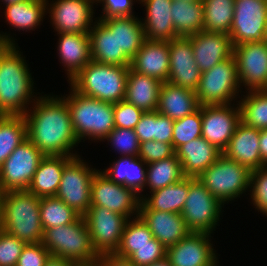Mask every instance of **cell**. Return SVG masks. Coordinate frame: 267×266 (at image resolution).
Listing matches in <instances>:
<instances>
[{"label": "cell", "instance_id": "obj_1", "mask_svg": "<svg viewBox=\"0 0 267 266\" xmlns=\"http://www.w3.org/2000/svg\"><path fill=\"white\" fill-rule=\"evenodd\" d=\"M37 93L39 96L36 101L24 114L27 138L45 156H79L75 147L80 142L73 130L71 114L64 97L53 93Z\"/></svg>", "mask_w": 267, "mask_h": 266}, {"label": "cell", "instance_id": "obj_2", "mask_svg": "<svg viewBox=\"0 0 267 266\" xmlns=\"http://www.w3.org/2000/svg\"><path fill=\"white\" fill-rule=\"evenodd\" d=\"M22 53L18 45L0 46V115L24 116L38 97Z\"/></svg>", "mask_w": 267, "mask_h": 266}, {"label": "cell", "instance_id": "obj_3", "mask_svg": "<svg viewBox=\"0 0 267 266\" xmlns=\"http://www.w3.org/2000/svg\"><path fill=\"white\" fill-rule=\"evenodd\" d=\"M40 198L26 191H9L0 196V228L19 240L40 243L43 228Z\"/></svg>", "mask_w": 267, "mask_h": 266}, {"label": "cell", "instance_id": "obj_4", "mask_svg": "<svg viewBox=\"0 0 267 266\" xmlns=\"http://www.w3.org/2000/svg\"><path fill=\"white\" fill-rule=\"evenodd\" d=\"M63 95L71 114L72 127L78 141L102 140L115 128L114 104L78 93L71 85ZM83 140V141H82Z\"/></svg>", "mask_w": 267, "mask_h": 266}, {"label": "cell", "instance_id": "obj_5", "mask_svg": "<svg viewBox=\"0 0 267 266\" xmlns=\"http://www.w3.org/2000/svg\"><path fill=\"white\" fill-rule=\"evenodd\" d=\"M129 68L91 60L69 85L82 95L115 104L125 98Z\"/></svg>", "mask_w": 267, "mask_h": 266}, {"label": "cell", "instance_id": "obj_6", "mask_svg": "<svg viewBox=\"0 0 267 266\" xmlns=\"http://www.w3.org/2000/svg\"><path fill=\"white\" fill-rule=\"evenodd\" d=\"M43 230L41 243L52 257L67 259L80 265H92L96 262L99 255L93 248L83 216L73 223Z\"/></svg>", "mask_w": 267, "mask_h": 266}, {"label": "cell", "instance_id": "obj_7", "mask_svg": "<svg viewBox=\"0 0 267 266\" xmlns=\"http://www.w3.org/2000/svg\"><path fill=\"white\" fill-rule=\"evenodd\" d=\"M251 171L223 153L197 178L223 205L250 191Z\"/></svg>", "mask_w": 267, "mask_h": 266}, {"label": "cell", "instance_id": "obj_8", "mask_svg": "<svg viewBox=\"0 0 267 266\" xmlns=\"http://www.w3.org/2000/svg\"><path fill=\"white\" fill-rule=\"evenodd\" d=\"M240 86L234 56L217 63L201 73L196 95L200 106L238 103L243 88ZM240 92V94H239ZM236 100V101H235Z\"/></svg>", "mask_w": 267, "mask_h": 266}, {"label": "cell", "instance_id": "obj_9", "mask_svg": "<svg viewBox=\"0 0 267 266\" xmlns=\"http://www.w3.org/2000/svg\"><path fill=\"white\" fill-rule=\"evenodd\" d=\"M224 205L217 200L198 178L189 177V191L181 215L191 232L214 233Z\"/></svg>", "mask_w": 267, "mask_h": 266}, {"label": "cell", "instance_id": "obj_10", "mask_svg": "<svg viewBox=\"0 0 267 266\" xmlns=\"http://www.w3.org/2000/svg\"><path fill=\"white\" fill-rule=\"evenodd\" d=\"M82 157H74L62 172L56 197L83 216L91 206V184L99 170Z\"/></svg>", "mask_w": 267, "mask_h": 266}, {"label": "cell", "instance_id": "obj_11", "mask_svg": "<svg viewBox=\"0 0 267 266\" xmlns=\"http://www.w3.org/2000/svg\"><path fill=\"white\" fill-rule=\"evenodd\" d=\"M45 155L26 138L0 167V192L26 191Z\"/></svg>", "mask_w": 267, "mask_h": 266}, {"label": "cell", "instance_id": "obj_12", "mask_svg": "<svg viewBox=\"0 0 267 266\" xmlns=\"http://www.w3.org/2000/svg\"><path fill=\"white\" fill-rule=\"evenodd\" d=\"M83 218L95 252L98 255L115 253L129 219L100 206H90Z\"/></svg>", "mask_w": 267, "mask_h": 266}, {"label": "cell", "instance_id": "obj_13", "mask_svg": "<svg viewBox=\"0 0 267 266\" xmlns=\"http://www.w3.org/2000/svg\"><path fill=\"white\" fill-rule=\"evenodd\" d=\"M95 4V0H46V15L54 32L89 33L97 20Z\"/></svg>", "mask_w": 267, "mask_h": 266}, {"label": "cell", "instance_id": "obj_14", "mask_svg": "<svg viewBox=\"0 0 267 266\" xmlns=\"http://www.w3.org/2000/svg\"><path fill=\"white\" fill-rule=\"evenodd\" d=\"M267 26V0H235L229 36L233 46L264 41Z\"/></svg>", "mask_w": 267, "mask_h": 266}, {"label": "cell", "instance_id": "obj_15", "mask_svg": "<svg viewBox=\"0 0 267 266\" xmlns=\"http://www.w3.org/2000/svg\"><path fill=\"white\" fill-rule=\"evenodd\" d=\"M140 202L139 195L122 184L111 181L100 170L94 174L91 206L105 207L130 219L139 215Z\"/></svg>", "mask_w": 267, "mask_h": 266}, {"label": "cell", "instance_id": "obj_16", "mask_svg": "<svg viewBox=\"0 0 267 266\" xmlns=\"http://www.w3.org/2000/svg\"><path fill=\"white\" fill-rule=\"evenodd\" d=\"M233 56L240 86L246 91L267 89V42L235 45Z\"/></svg>", "mask_w": 267, "mask_h": 266}, {"label": "cell", "instance_id": "obj_17", "mask_svg": "<svg viewBox=\"0 0 267 266\" xmlns=\"http://www.w3.org/2000/svg\"><path fill=\"white\" fill-rule=\"evenodd\" d=\"M202 137L223 152L241 122L239 104L201 106Z\"/></svg>", "mask_w": 267, "mask_h": 266}, {"label": "cell", "instance_id": "obj_18", "mask_svg": "<svg viewBox=\"0 0 267 266\" xmlns=\"http://www.w3.org/2000/svg\"><path fill=\"white\" fill-rule=\"evenodd\" d=\"M211 234L190 232L178 243L166 249L171 266H219Z\"/></svg>", "mask_w": 267, "mask_h": 266}, {"label": "cell", "instance_id": "obj_19", "mask_svg": "<svg viewBox=\"0 0 267 266\" xmlns=\"http://www.w3.org/2000/svg\"><path fill=\"white\" fill-rule=\"evenodd\" d=\"M169 76L167 82L196 92L201 70L194 59L193 48L188 37H176L169 41Z\"/></svg>", "mask_w": 267, "mask_h": 266}, {"label": "cell", "instance_id": "obj_20", "mask_svg": "<svg viewBox=\"0 0 267 266\" xmlns=\"http://www.w3.org/2000/svg\"><path fill=\"white\" fill-rule=\"evenodd\" d=\"M194 59L201 72L210 70L217 63L233 55L231 38L225 33L200 31L188 37Z\"/></svg>", "mask_w": 267, "mask_h": 266}, {"label": "cell", "instance_id": "obj_21", "mask_svg": "<svg viewBox=\"0 0 267 266\" xmlns=\"http://www.w3.org/2000/svg\"><path fill=\"white\" fill-rule=\"evenodd\" d=\"M169 67V41L145 40L130 64L133 71L162 83L168 80Z\"/></svg>", "mask_w": 267, "mask_h": 266}, {"label": "cell", "instance_id": "obj_22", "mask_svg": "<svg viewBox=\"0 0 267 266\" xmlns=\"http://www.w3.org/2000/svg\"><path fill=\"white\" fill-rule=\"evenodd\" d=\"M57 56L68 83L91 61L89 33H56Z\"/></svg>", "mask_w": 267, "mask_h": 266}, {"label": "cell", "instance_id": "obj_23", "mask_svg": "<svg viewBox=\"0 0 267 266\" xmlns=\"http://www.w3.org/2000/svg\"><path fill=\"white\" fill-rule=\"evenodd\" d=\"M259 136L260 130L240 122L222 153L229 159L246 166L250 171L266 166L261 160Z\"/></svg>", "mask_w": 267, "mask_h": 266}, {"label": "cell", "instance_id": "obj_24", "mask_svg": "<svg viewBox=\"0 0 267 266\" xmlns=\"http://www.w3.org/2000/svg\"><path fill=\"white\" fill-rule=\"evenodd\" d=\"M139 216L147 224L152 235L166 249L181 241L191 232L180 213L139 210Z\"/></svg>", "mask_w": 267, "mask_h": 266}, {"label": "cell", "instance_id": "obj_25", "mask_svg": "<svg viewBox=\"0 0 267 266\" xmlns=\"http://www.w3.org/2000/svg\"><path fill=\"white\" fill-rule=\"evenodd\" d=\"M173 0H139L145 6V16L140 18L145 32V39L152 41H170L176 38L171 19Z\"/></svg>", "mask_w": 267, "mask_h": 266}, {"label": "cell", "instance_id": "obj_26", "mask_svg": "<svg viewBox=\"0 0 267 266\" xmlns=\"http://www.w3.org/2000/svg\"><path fill=\"white\" fill-rule=\"evenodd\" d=\"M222 152L202 136L179 146L175 155L180 160L186 177L197 178L217 161Z\"/></svg>", "mask_w": 267, "mask_h": 266}, {"label": "cell", "instance_id": "obj_27", "mask_svg": "<svg viewBox=\"0 0 267 266\" xmlns=\"http://www.w3.org/2000/svg\"><path fill=\"white\" fill-rule=\"evenodd\" d=\"M119 159L110 162L109 167L100 171L111 181L131 189L140 200L145 197L147 163L139 156H118Z\"/></svg>", "mask_w": 267, "mask_h": 266}, {"label": "cell", "instance_id": "obj_28", "mask_svg": "<svg viewBox=\"0 0 267 266\" xmlns=\"http://www.w3.org/2000/svg\"><path fill=\"white\" fill-rule=\"evenodd\" d=\"M196 92L163 82L160 87L157 112L172 120L181 119L199 109Z\"/></svg>", "mask_w": 267, "mask_h": 266}, {"label": "cell", "instance_id": "obj_29", "mask_svg": "<svg viewBox=\"0 0 267 266\" xmlns=\"http://www.w3.org/2000/svg\"><path fill=\"white\" fill-rule=\"evenodd\" d=\"M89 38L92 61L130 66L131 59L117 47L116 31H109L98 19L89 31Z\"/></svg>", "mask_w": 267, "mask_h": 266}, {"label": "cell", "instance_id": "obj_30", "mask_svg": "<svg viewBox=\"0 0 267 266\" xmlns=\"http://www.w3.org/2000/svg\"><path fill=\"white\" fill-rule=\"evenodd\" d=\"M109 31H116L119 51H123L130 59L139 51L144 43L145 32L140 18L137 16H113L98 19Z\"/></svg>", "mask_w": 267, "mask_h": 266}, {"label": "cell", "instance_id": "obj_31", "mask_svg": "<svg viewBox=\"0 0 267 266\" xmlns=\"http://www.w3.org/2000/svg\"><path fill=\"white\" fill-rule=\"evenodd\" d=\"M70 156H44L34 173L27 191L35 196H56L64 167L73 159Z\"/></svg>", "mask_w": 267, "mask_h": 266}, {"label": "cell", "instance_id": "obj_32", "mask_svg": "<svg viewBox=\"0 0 267 266\" xmlns=\"http://www.w3.org/2000/svg\"><path fill=\"white\" fill-rule=\"evenodd\" d=\"M161 85V81L129 68L124 100L144 112H154L157 110Z\"/></svg>", "mask_w": 267, "mask_h": 266}, {"label": "cell", "instance_id": "obj_33", "mask_svg": "<svg viewBox=\"0 0 267 266\" xmlns=\"http://www.w3.org/2000/svg\"><path fill=\"white\" fill-rule=\"evenodd\" d=\"M188 191L189 177H185L172 185L149 192V194L147 193L140 202L139 210H155L181 214Z\"/></svg>", "mask_w": 267, "mask_h": 266}, {"label": "cell", "instance_id": "obj_34", "mask_svg": "<svg viewBox=\"0 0 267 266\" xmlns=\"http://www.w3.org/2000/svg\"><path fill=\"white\" fill-rule=\"evenodd\" d=\"M4 15L10 28L17 31H35L46 18V0H27L4 6ZM42 22V23H41ZM14 27V28H13Z\"/></svg>", "mask_w": 267, "mask_h": 266}, {"label": "cell", "instance_id": "obj_35", "mask_svg": "<svg viewBox=\"0 0 267 266\" xmlns=\"http://www.w3.org/2000/svg\"><path fill=\"white\" fill-rule=\"evenodd\" d=\"M171 19L177 37H189L204 31L203 1L173 0Z\"/></svg>", "mask_w": 267, "mask_h": 266}, {"label": "cell", "instance_id": "obj_36", "mask_svg": "<svg viewBox=\"0 0 267 266\" xmlns=\"http://www.w3.org/2000/svg\"><path fill=\"white\" fill-rule=\"evenodd\" d=\"M180 160L174 154L157 162L147 164L145 190L153 192L185 178Z\"/></svg>", "mask_w": 267, "mask_h": 266}, {"label": "cell", "instance_id": "obj_37", "mask_svg": "<svg viewBox=\"0 0 267 266\" xmlns=\"http://www.w3.org/2000/svg\"><path fill=\"white\" fill-rule=\"evenodd\" d=\"M245 92L238 101L241 122L258 130L267 129V89Z\"/></svg>", "mask_w": 267, "mask_h": 266}, {"label": "cell", "instance_id": "obj_38", "mask_svg": "<svg viewBox=\"0 0 267 266\" xmlns=\"http://www.w3.org/2000/svg\"><path fill=\"white\" fill-rule=\"evenodd\" d=\"M26 138L27 123L24 116L0 115V167Z\"/></svg>", "mask_w": 267, "mask_h": 266}, {"label": "cell", "instance_id": "obj_39", "mask_svg": "<svg viewBox=\"0 0 267 266\" xmlns=\"http://www.w3.org/2000/svg\"><path fill=\"white\" fill-rule=\"evenodd\" d=\"M204 6V31L230 33L235 0H202Z\"/></svg>", "mask_w": 267, "mask_h": 266}, {"label": "cell", "instance_id": "obj_40", "mask_svg": "<svg viewBox=\"0 0 267 266\" xmlns=\"http://www.w3.org/2000/svg\"><path fill=\"white\" fill-rule=\"evenodd\" d=\"M40 219L43 229L67 225L81 215L56 196L40 198Z\"/></svg>", "mask_w": 267, "mask_h": 266}, {"label": "cell", "instance_id": "obj_41", "mask_svg": "<svg viewBox=\"0 0 267 266\" xmlns=\"http://www.w3.org/2000/svg\"><path fill=\"white\" fill-rule=\"evenodd\" d=\"M115 255L128 258L134 266H148L166 257V247L155 237L142 246H119Z\"/></svg>", "mask_w": 267, "mask_h": 266}, {"label": "cell", "instance_id": "obj_42", "mask_svg": "<svg viewBox=\"0 0 267 266\" xmlns=\"http://www.w3.org/2000/svg\"><path fill=\"white\" fill-rule=\"evenodd\" d=\"M202 136L201 106L194 113L174 120L172 145L174 150L179 146Z\"/></svg>", "mask_w": 267, "mask_h": 266}, {"label": "cell", "instance_id": "obj_43", "mask_svg": "<svg viewBox=\"0 0 267 266\" xmlns=\"http://www.w3.org/2000/svg\"><path fill=\"white\" fill-rule=\"evenodd\" d=\"M120 156H138L140 143L134 129L114 128L103 140ZM110 142V144H109Z\"/></svg>", "mask_w": 267, "mask_h": 266}, {"label": "cell", "instance_id": "obj_44", "mask_svg": "<svg viewBox=\"0 0 267 266\" xmlns=\"http://www.w3.org/2000/svg\"><path fill=\"white\" fill-rule=\"evenodd\" d=\"M250 203L267 217V165L250 173Z\"/></svg>", "mask_w": 267, "mask_h": 266}, {"label": "cell", "instance_id": "obj_45", "mask_svg": "<svg viewBox=\"0 0 267 266\" xmlns=\"http://www.w3.org/2000/svg\"><path fill=\"white\" fill-rule=\"evenodd\" d=\"M153 238L147 224L138 215L127 221L119 246H142L149 244Z\"/></svg>", "mask_w": 267, "mask_h": 266}, {"label": "cell", "instance_id": "obj_46", "mask_svg": "<svg viewBox=\"0 0 267 266\" xmlns=\"http://www.w3.org/2000/svg\"><path fill=\"white\" fill-rule=\"evenodd\" d=\"M25 244L0 228V266H16Z\"/></svg>", "mask_w": 267, "mask_h": 266}, {"label": "cell", "instance_id": "obj_47", "mask_svg": "<svg viewBox=\"0 0 267 266\" xmlns=\"http://www.w3.org/2000/svg\"><path fill=\"white\" fill-rule=\"evenodd\" d=\"M144 111L125 100L114 104L115 128L134 129Z\"/></svg>", "mask_w": 267, "mask_h": 266}, {"label": "cell", "instance_id": "obj_48", "mask_svg": "<svg viewBox=\"0 0 267 266\" xmlns=\"http://www.w3.org/2000/svg\"><path fill=\"white\" fill-rule=\"evenodd\" d=\"M174 154L175 150L172 144L151 140L140 143L138 156L145 163L150 164L171 157Z\"/></svg>", "mask_w": 267, "mask_h": 266}, {"label": "cell", "instance_id": "obj_49", "mask_svg": "<svg viewBox=\"0 0 267 266\" xmlns=\"http://www.w3.org/2000/svg\"><path fill=\"white\" fill-rule=\"evenodd\" d=\"M50 256L41 242L25 244L16 266H44Z\"/></svg>", "mask_w": 267, "mask_h": 266}, {"label": "cell", "instance_id": "obj_50", "mask_svg": "<svg viewBox=\"0 0 267 266\" xmlns=\"http://www.w3.org/2000/svg\"><path fill=\"white\" fill-rule=\"evenodd\" d=\"M139 0H95L96 6H102V14L98 19H106L113 16H135L134 4Z\"/></svg>", "mask_w": 267, "mask_h": 266}, {"label": "cell", "instance_id": "obj_51", "mask_svg": "<svg viewBox=\"0 0 267 266\" xmlns=\"http://www.w3.org/2000/svg\"><path fill=\"white\" fill-rule=\"evenodd\" d=\"M134 131L139 143L155 140V111L144 112Z\"/></svg>", "mask_w": 267, "mask_h": 266}, {"label": "cell", "instance_id": "obj_52", "mask_svg": "<svg viewBox=\"0 0 267 266\" xmlns=\"http://www.w3.org/2000/svg\"><path fill=\"white\" fill-rule=\"evenodd\" d=\"M174 120L155 111V141L172 144Z\"/></svg>", "mask_w": 267, "mask_h": 266}, {"label": "cell", "instance_id": "obj_53", "mask_svg": "<svg viewBox=\"0 0 267 266\" xmlns=\"http://www.w3.org/2000/svg\"><path fill=\"white\" fill-rule=\"evenodd\" d=\"M96 266H134L128 258H122L113 254H101L98 256Z\"/></svg>", "mask_w": 267, "mask_h": 266}, {"label": "cell", "instance_id": "obj_54", "mask_svg": "<svg viewBox=\"0 0 267 266\" xmlns=\"http://www.w3.org/2000/svg\"><path fill=\"white\" fill-rule=\"evenodd\" d=\"M259 143L261 160L267 165V129L260 130Z\"/></svg>", "mask_w": 267, "mask_h": 266}, {"label": "cell", "instance_id": "obj_55", "mask_svg": "<svg viewBox=\"0 0 267 266\" xmlns=\"http://www.w3.org/2000/svg\"><path fill=\"white\" fill-rule=\"evenodd\" d=\"M44 266H80V264L67 259L50 256L49 259L45 262Z\"/></svg>", "mask_w": 267, "mask_h": 266}, {"label": "cell", "instance_id": "obj_56", "mask_svg": "<svg viewBox=\"0 0 267 266\" xmlns=\"http://www.w3.org/2000/svg\"><path fill=\"white\" fill-rule=\"evenodd\" d=\"M17 40L14 36H11V33L7 32H0V46L1 45H18L15 41Z\"/></svg>", "mask_w": 267, "mask_h": 266}, {"label": "cell", "instance_id": "obj_57", "mask_svg": "<svg viewBox=\"0 0 267 266\" xmlns=\"http://www.w3.org/2000/svg\"><path fill=\"white\" fill-rule=\"evenodd\" d=\"M148 266H171L169 260L167 257H164L163 259H160L154 263H152L151 265Z\"/></svg>", "mask_w": 267, "mask_h": 266}, {"label": "cell", "instance_id": "obj_58", "mask_svg": "<svg viewBox=\"0 0 267 266\" xmlns=\"http://www.w3.org/2000/svg\"><path fill=\"white\" fill-rule=\"evenodd\" d=\"M21 1H27V0H0V3L1 5L3 4V6H6L8 4H11V3H18V2H21ZM0 5V6H1Z\"/></svg>", "mask_w": 267, "mask_h": 266}, {"label": "cell", "instance_id": "obj_59", "mask_svg": "<svg viewBox=\"0 0 267 266\" xmlns=\"http://www.w3.org/2000/svg\"><path fill=\"white\" fill-rule=\"evenodd\" d=\"M264 41L267 42V26H266V34H265Z\"/></svg>", "mask_w": 267, "mask_h": 266}, {"label": "cell", "instance_id": "obj_60", "mask_svg": "<svg viewBox=\"0 0 267 266\" xmlns=\"http://www.w3.org/2000/svg\"><path fill=\"white\" fill-rule=\"evenodd\" d=\"M80 266H96L95 264H92V265H80Z\"/></svg>", "mask_w": 267, "mask_h": 266}]
</instances>
